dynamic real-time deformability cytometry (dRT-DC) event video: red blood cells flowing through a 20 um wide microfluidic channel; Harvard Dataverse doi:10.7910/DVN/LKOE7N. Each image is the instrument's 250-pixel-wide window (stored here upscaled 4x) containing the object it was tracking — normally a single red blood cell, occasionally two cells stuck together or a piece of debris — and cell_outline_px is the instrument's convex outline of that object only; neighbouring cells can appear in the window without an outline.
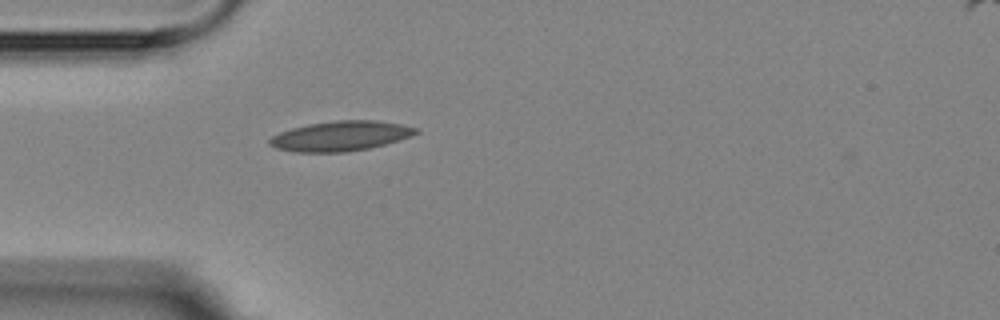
{"species": "Egyptian fruit bat (a non-hibernating species)", "species_latin": "Rousettus aegyptiacus", "temperature_condition": "room temperature", "stored_images_in_passage": 2, "camera_frame_rate_fps": 3000, "um_per_image_px": 0.085, "animal": {"sex": "female"}, "frame": {"image": 1, "passage_image": 2, "time_ms": 1.333, "image_size_px": [1000, 320], "cell_outline_px": [[420, 132], [384, 144], [368, 148], [344, 152], [296, 152], [276, 148], [268, 144], [268, 140], [272, 136], [280, 132], [292, 128], [308, 124], [336, 120], [376, 120], [400, 124], [420, 128]], "centroid_in_image_um": [28.92, 11.55], "position_along_channel_um": 56.1, "area_um2": 25.32}}